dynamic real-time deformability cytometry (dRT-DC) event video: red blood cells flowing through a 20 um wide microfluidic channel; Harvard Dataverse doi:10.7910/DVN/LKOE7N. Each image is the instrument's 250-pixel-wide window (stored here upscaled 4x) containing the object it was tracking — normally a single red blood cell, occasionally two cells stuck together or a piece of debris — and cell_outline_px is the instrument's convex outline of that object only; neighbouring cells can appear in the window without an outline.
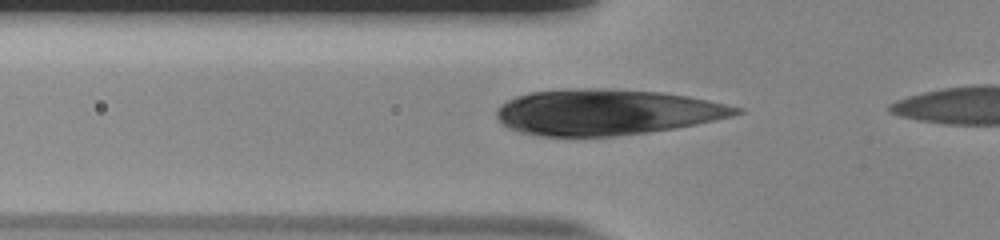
{"species": "human", "species_latin": "Homo sapiens", "temperature_condition": "room temperature", "stored_images_in_passage": 15, "camera_frame_rate_fps": 3000, "um_per_image_px": 0.085, "donor": {"sex": "male"}, "frame": {"image": 1, "passage_image": 13, "time_ms": 4.0, "image_size_px": [1000, 240], "cell_outline_px": [[744, 112], [732, 116], [696, 124], [648, 132], [616, 136], [540, 136], [520, 132], [504, 124], [496, 116], [496, 112], [508, 100], [516, 96], [528, 92], [564, 88], [608, 88], [660, 92], [688, 96], [744, 108]], "centroid_in_image_um": [51.56, 9.52], "position_along_channel_um": 74.2, "area_um2": 63.75}}